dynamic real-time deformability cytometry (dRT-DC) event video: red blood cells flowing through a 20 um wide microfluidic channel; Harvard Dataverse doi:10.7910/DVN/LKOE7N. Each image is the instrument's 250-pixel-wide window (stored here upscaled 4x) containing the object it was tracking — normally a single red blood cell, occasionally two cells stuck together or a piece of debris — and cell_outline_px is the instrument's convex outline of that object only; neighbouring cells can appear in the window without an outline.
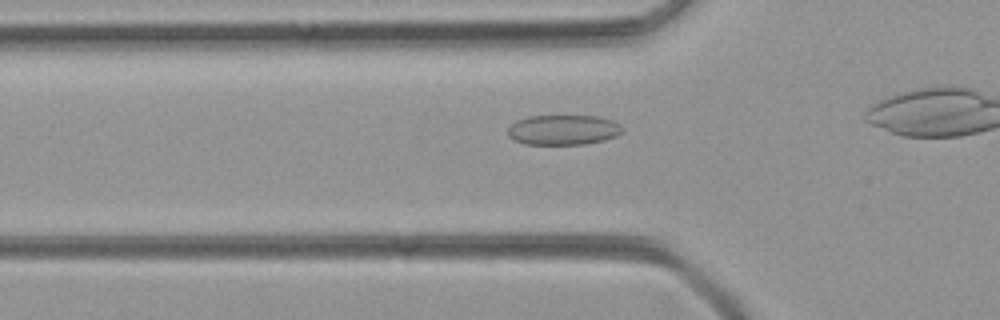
{"species": "common noctule bat (a hibernating species)", "species_latin": "Nyctalus noctula", "temperature_condition": "room temperature", "stored_images_in_passage": 29, "camera_frame_rate_fps": 3000, "um_per_image_px": 0.085, "animal": {"sex": "female", "body_mass_g": 21.9}, "frame": {"image": 1, "passage_image": 6, "time_ms": 1.667, "image_size_px": [1000, 320], "cell_outline_px": [[620, 132], [616, 136], [604, 140], [584, 144], [524, 144], [512, 140], [508, 136], [508, 128], [516, 120], [528, 116], [596, 116], [612, 120], [620, 124]], "centroid_in_image_um": [47.82, 11.04], "position_along_channel_um": 78.0, "area_um2": 20.0}}
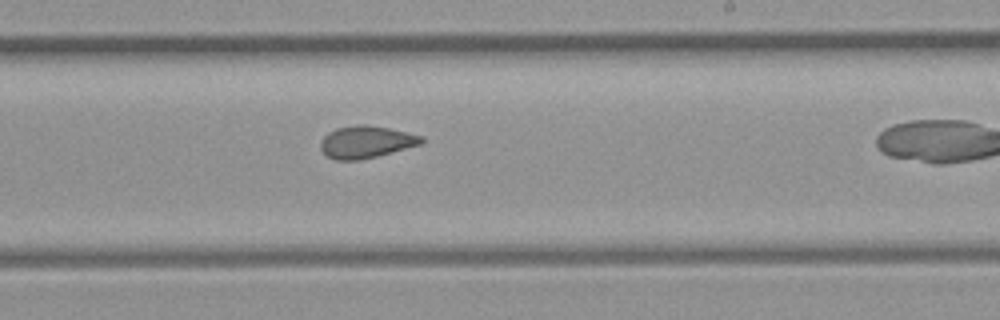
{"frame": {"image": 2, "passage_image": 19, "time_ms": 6.0, "image_size_px": [1000, 320], "cell_outline_px": [[424, 140], [420, 144], [392, 152], [360, 160], [336, 160], [328, 156], [320, 148], [320, 140], [328, 132], [336, 128], [360, 124], [368, 124], [388, 128], [424, 136]], "centroid_in_image_um": [31.1, 12.06], "position_along_channel_um": 257.9, "area_um2": 18.84}}
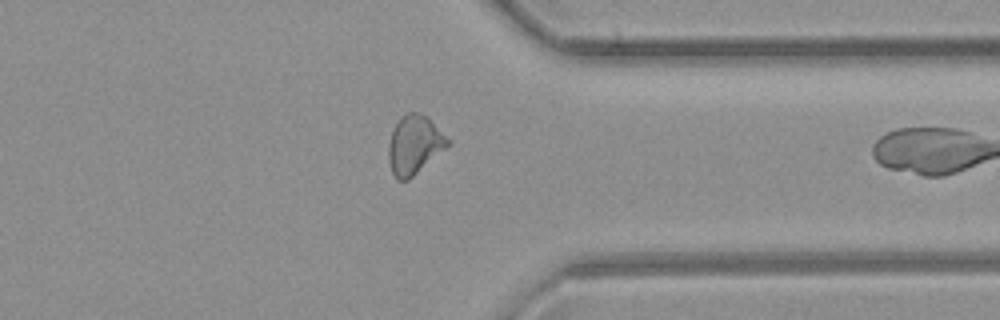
{"frame": {"image": 3, "passage_image": 28, "time_ms": 9.0, "image_size_px": [1000, 320], "cell_outline_px": [[452, 144], [408, 180], [396, 180], [392, 172], [388, 160], [388, 144], [392, 132], [396, 124], [408, 112], [420, 112], [428, 116], [452, 140]], "centroid_in_image_um": [35.27, 12.31], "position_along_channel_um": 376.1, "area_um2": 20.58}}